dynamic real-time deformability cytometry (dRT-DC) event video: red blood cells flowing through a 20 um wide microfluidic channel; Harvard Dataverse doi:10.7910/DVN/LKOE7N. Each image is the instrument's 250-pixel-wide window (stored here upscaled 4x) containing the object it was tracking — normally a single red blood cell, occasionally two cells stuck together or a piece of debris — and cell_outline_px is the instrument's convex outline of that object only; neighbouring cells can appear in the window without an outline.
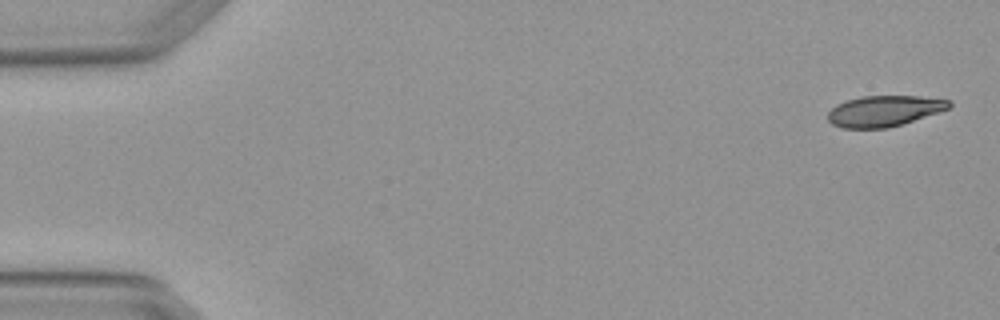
{"species": "Egyptian fruit bat (a non-hibernating species)", "species_latin": "Rousettus aegyptiacus", "temperature_condition": "warm", "stored_images_in_passage": 4, "camera_frame_rate_fps": 3000, "um_per_image_px": 0.085, "animal": {"sex": "female"}, "frame": {"image": 1, "passage_image": 1, "time_ms": 0.0, "image_size_px": [1000, 320], "cell_outline_px": [[952, 104], [948, 108], [888, 128], [840, 128], [832, 124], [828, 120], [828, 112], [836, 104], [860, 96], [920, 96], [952, 100]], "centroid_in_image_um": [75.11, 9.42], "position_along_channel_um": 9.9, "area_um2": 21.56}}
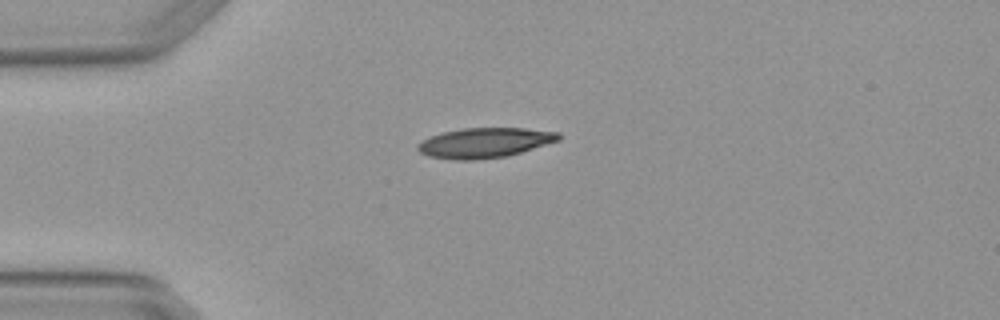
{"frame": {"image": 2, "passage_image": 4, "time_ms": 1.0, "image_size_px": [1000, 320], "cell_outline_px": [[560, 140], [508, 156], [476, 160], [456, 160], [428, 156], [420, 152], [416, 148], [416, 144], [440, 132], [464, 128], [524, 128], [560, 132]], "centroid_in_image_um": [41.19, 12.13], "position_along_channel_um": 43.8, "area_um2": 24.68}}